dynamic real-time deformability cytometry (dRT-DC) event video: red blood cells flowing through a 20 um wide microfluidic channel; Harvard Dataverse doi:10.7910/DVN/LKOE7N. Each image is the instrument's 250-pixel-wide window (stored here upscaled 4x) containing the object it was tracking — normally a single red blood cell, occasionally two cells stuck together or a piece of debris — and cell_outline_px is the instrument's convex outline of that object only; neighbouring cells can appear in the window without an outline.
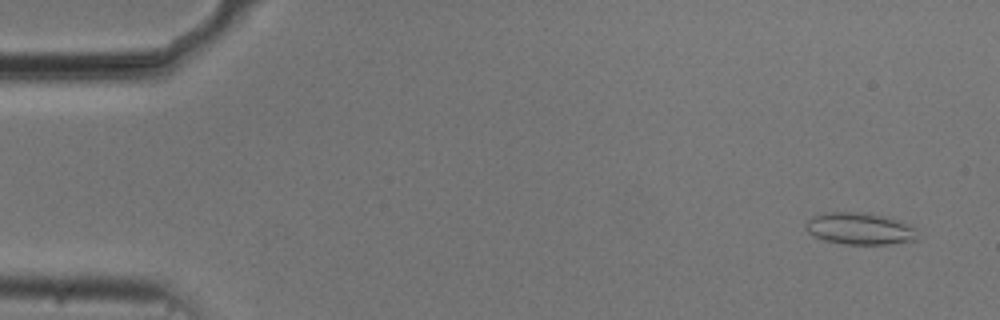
{"species": "common noctule bat (a hibernating species)", "species_latin": "Nyctalus noctula", "temperature_condition": "cold", "stored_images_in_passage": 55, "camera_frame_rate_fps": 3000, "um_per_image_px": 0.085, "animal": {"sex": "male", "body_mass_g": 20.5, "forearm_length_mm": 52.5}, "frame": {"image": 1, "passage_image": 3, "time_ms": 0.667, "image_size_px": [1000, 320], "cell_outline_px": [[916, 240], [888, 244], [844, 244], [824, 240], [808, 232], [804, 228], [804, 224], [812, 216], [824, 212], [864, 212], [884, 216], [896, 220], [916, 228]], "centroid_in_image_um": [73.03, 19.43], "position_along_channel_um": 12.0, "area_um2": 20.69}}
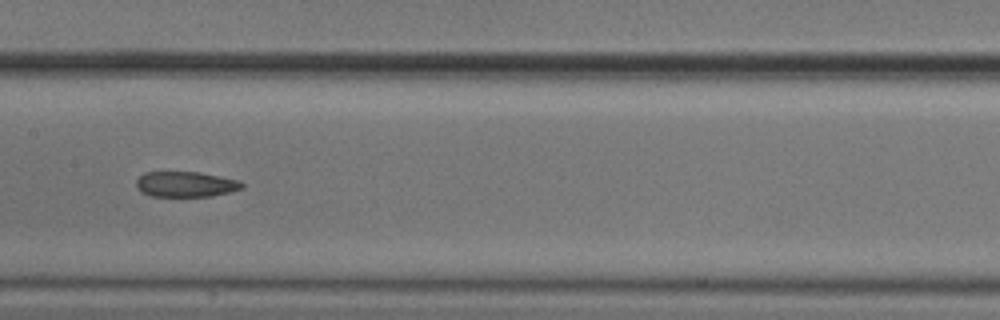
{"frame": {"image": 2, "passage_image": 27, "time_ms": 8.667, "image_size_px": [1000, 320], "cell_outline_px": [[244, 188], [212, 196], [152, 196], [140, 192], [136, 184], [136, 180], [144, 172], [200, 172], [240, 180], [244, 184]], "centroid_in_image_um": [15.8, 15.65], "position_along_channel_um": 191.6, "area_um2": 15.72}}
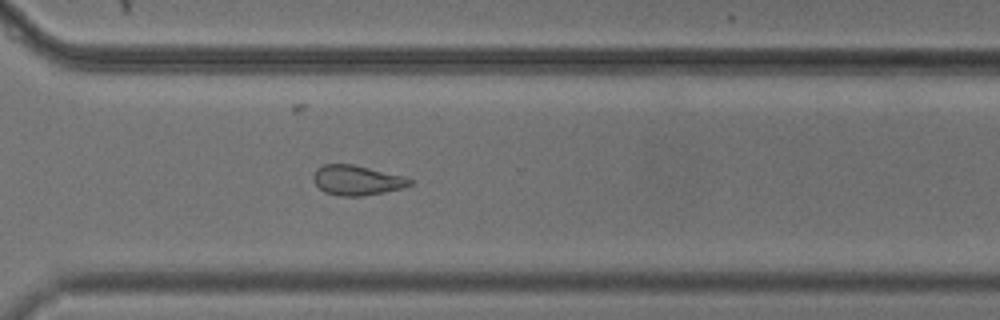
{"frame": {"image": 3, "passage_image": 39, "time_ms": 12.667, "image_size_px": [1000, 320], "cell_outline_px": [[412, 184], [400, 188], [384, 192], [360, 196], [340, 196], [324, 192], [312, 180], [312, 176], [316, 168], [324, 164], [352, 164], [404, 176], [412, 180]], "centroid_in_image_um": [30.29, 15.31], "position_along_channel_um": 340.3, "area_um2": 16.7}, "authors_computed_cell_mechanics": {"area_um2": 18.207, "velocity_mm_per_s": 3.7314, "shape_relaxation_time_tau1_ms": null, "shape_relaxation_time_tau2_ms": 4.0408, "deformation_change_tau1": null, "deformation_change_tau2": 0.0959}}